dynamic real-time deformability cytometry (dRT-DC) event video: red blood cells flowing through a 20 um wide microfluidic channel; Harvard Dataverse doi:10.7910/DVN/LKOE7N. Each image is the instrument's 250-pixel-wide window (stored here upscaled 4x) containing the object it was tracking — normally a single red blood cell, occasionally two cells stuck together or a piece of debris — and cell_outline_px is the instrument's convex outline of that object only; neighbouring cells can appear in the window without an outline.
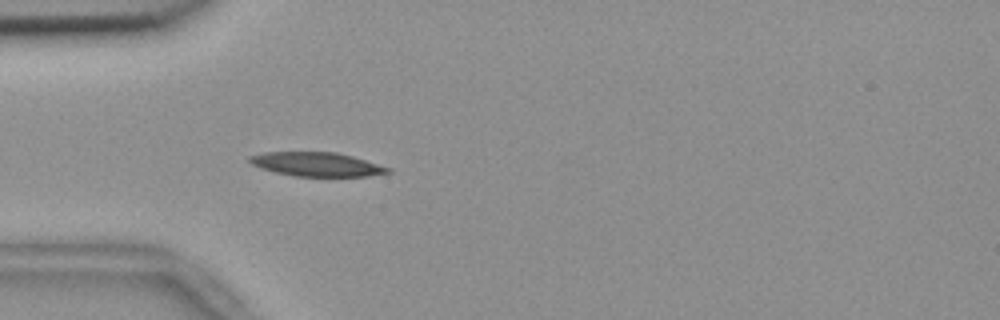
{"species": "common noctule bat (a hibernating species)", "species_latin": "Nyctalus noctula", "temperature_condition": "room temperature", "stored_images_in_passage": 55, "camera_frame_rate_fps": 3000, "um_per_image_px": 0.085, "animal": {"sex": "female", "body_mass_g": 18.4}, "frame": {"image": 1, "passage_image": 16, "time_ms": 5.0, "image_size_px": [1000, 320], "cell_outline_px": [[392, 172], [368, 176], [296, 176], [276, 172], [260, 168], [252, 164], [248, 160], [248, 156], [264, 152], [336, 152], [352, 156], [392, 168]], "centroid_in_image_um": [26.93, 13.96], "position_along_channel_um": 58.1, "area_um2": 19.31}}
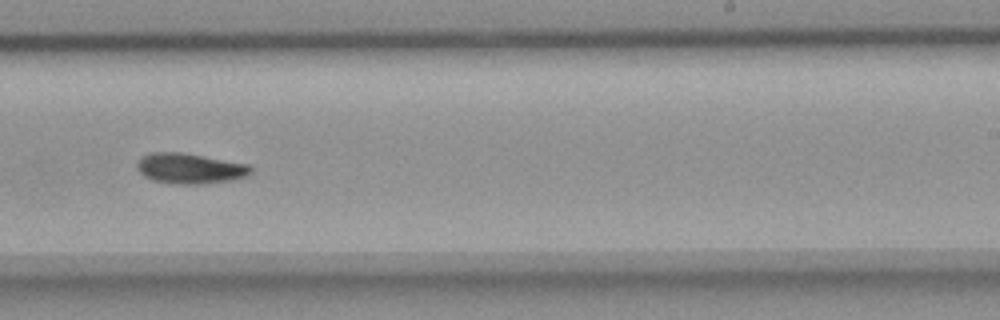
{"frame": {"image": 2, "passage_image": 34, "time_ms": 11.0, "image_size_px": [1000, 320], "cell_outline_px": [[252, 172], [248, 176], [236, 180], [200, 184], [176, 184], [152, 180], [144, 176], [136, 168], [136, 160], [152, 152], [184, 152], [248, 164], [252, 168]], "centroid_in_image_um": [16.16, 14.32], "position_along_channel_um": 272.8, "area_um2": 20.46}}
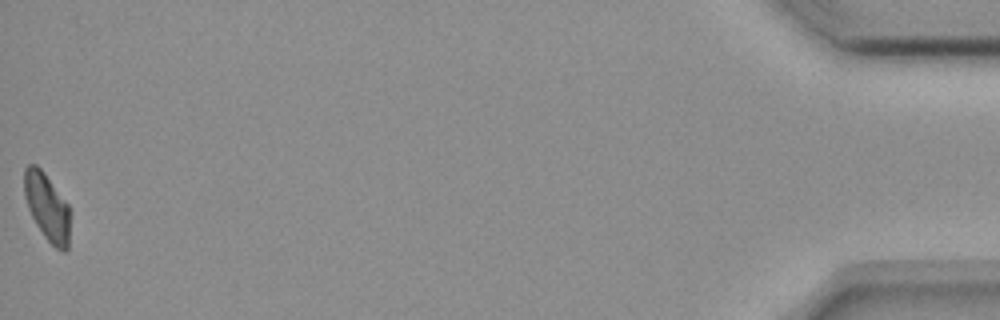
{"frame": {"image": 3, "passage_image": 55, "time_ms": 18.0, "image_size_px": [1000, 320], "cell_outline_px": [[68, 248], [64, 252], [56, 248], [44, 236], [36, 224], [28, 208], [24, 196], [24, 168], [28, 164], [36, 164], [44, 172], [68, 204]], "centroid_in_image_um": [3.96, 17.56], "position_along_channel_um": 431.2, "area_um2": 17.69}, "authors_computed_cell_mechanics": {"area_um2": 19.1318, "velocity_mm_per_s": 3.6617, "shape_relaxation_time_tau1_ms": 4.7846, "shape_relaxation_time_tau2_ms": null, "deformation_change_tau1": 0.1385, "deformation_change_tau2": null}}